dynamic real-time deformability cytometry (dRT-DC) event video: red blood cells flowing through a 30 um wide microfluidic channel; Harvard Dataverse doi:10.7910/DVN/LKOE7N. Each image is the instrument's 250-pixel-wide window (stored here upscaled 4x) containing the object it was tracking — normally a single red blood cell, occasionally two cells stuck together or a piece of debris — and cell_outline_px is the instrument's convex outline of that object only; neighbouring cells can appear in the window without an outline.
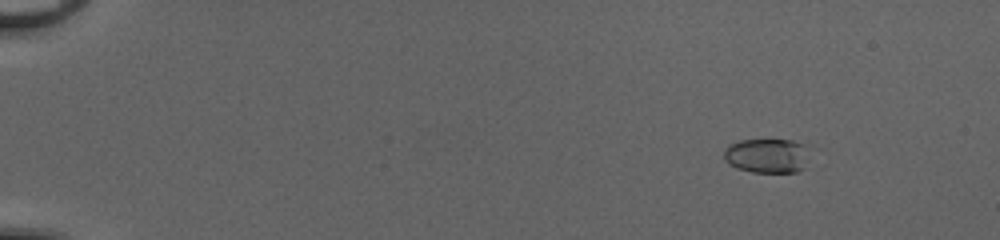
{"species": "common noctule bat (a hibernating species)", "species_latin": "Nyctalus noctula", "temperature_condition": "cold", "stored_images_in_passage": 19, "camera_frame_rate_fps": 3000, "um_per_image_px": 0.085, "animal": {"sex": "female", "body_mass_g": 20.0, "forearm_length_mm": 54.0}, "frame": {"image": 1, "passage_image": 8, "time_ms": 2.333, "image_size_px": [1000, 240], "cell_outline_px": [[804, 168], [796, 172], [752, 172], [736, 168], [728, 164], [724, 160], [724, 148], [728, 144], [740, 140], [792, 140], [804, 144]], "centroid_in_image_um": [65.09, 13.23], "position_along_channel_um": 19.9, "area_um2": 16.99}}
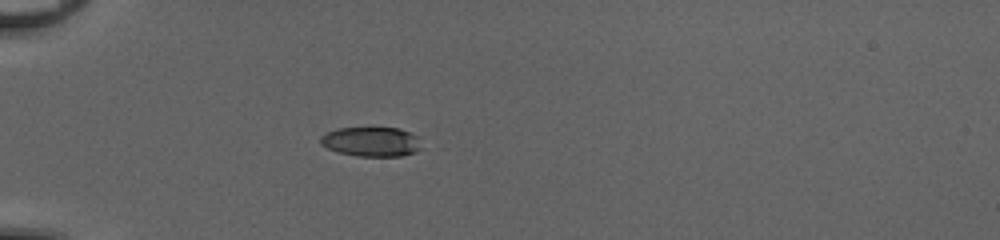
{"frame": {"image": 2, "passage_image": 19, "time_ms": 6.0, "image_size_px": [1000, 240], "cell_outline_px": [[420, 148], [416, 152], [400, 156], [356, 156], [336, 152], [320, 144], [320, 136], [336, 128], [400, 128], [412, 132], [416, 136]], "centroid_in_image_um": [31.53, 12.04], "position_along_channel_um": 53.5, "area_um2": 17.4}}